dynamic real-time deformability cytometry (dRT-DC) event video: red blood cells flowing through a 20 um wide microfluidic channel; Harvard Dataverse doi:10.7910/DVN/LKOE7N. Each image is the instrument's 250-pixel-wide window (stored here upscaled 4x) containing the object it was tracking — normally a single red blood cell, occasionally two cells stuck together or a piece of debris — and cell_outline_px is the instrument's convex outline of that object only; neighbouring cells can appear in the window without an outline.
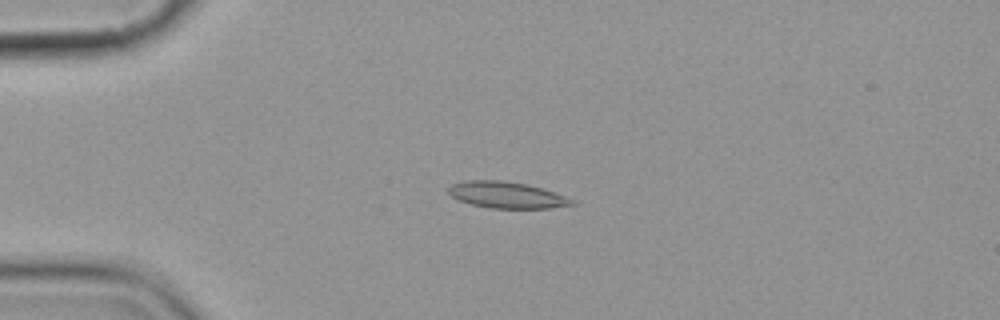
{"species": "common noctule bat (a hibernating species)", "species_latin": "Nyctalus noctula", "temperature_condition": "cold", "stored_images_in_passage": 6, "camera_frame_rate_fps": 3000, "um_per_image_px": 0.085, "animal": {"sex": "female", "body_mass_g": 19.9}, "frame": {"image": 1, "passage_image": 5, "time_ms": 4.667, "image_size_px": [1000, 320], "cell_outline_px": [[576, 204], [548, 208], [488, 208], [472, 204], [460, 200], [452, 196], [448, 192], [448, 188], [452, 184], [464, 180], [500, 180], [528, 184], [564, 196], [572, 200]], "centroid_in_image_um": [43.02, 16.56], "position_along_channel_um": 42.0, "area_um2": 18.73}}